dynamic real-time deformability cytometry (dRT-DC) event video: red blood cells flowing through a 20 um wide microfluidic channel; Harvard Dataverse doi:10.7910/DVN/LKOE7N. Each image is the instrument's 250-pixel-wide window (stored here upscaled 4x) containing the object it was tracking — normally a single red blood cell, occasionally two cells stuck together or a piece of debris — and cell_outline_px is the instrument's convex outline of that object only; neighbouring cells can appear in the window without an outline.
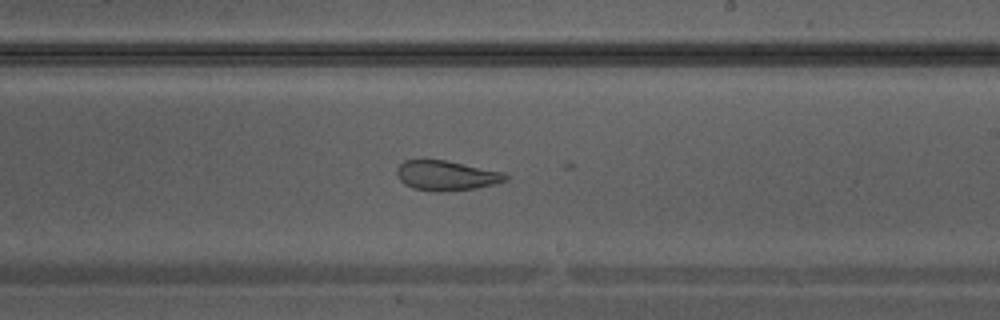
{"species": "Egyptian fruit bat (a non-hibernating species)", "species_latin": "Rousettus aegyptiacus", "temperature_condition": "warm", "stored_images_in_passage": 20, "camera_frame_rate_fps": 3000, "um_per_image_px": 0.085, "animal": {"sex": "male"}, "frame": {"image": 1, "passage_image": 19, "time_ms": 6.0, "image_size_px": [1000, 320], "cell_outline_px": [[508, 180], [496, 184], [476, 188], [440, 192], [436, 192], [412, 188], [404, 184], [400, 180], [396, 172], [396, 168], [404, 160], [444, 160], [504, 172], [508, 176]], "centroid_in_image_um": [37.94, 14.93], "position_along_channel_um": 251.1, "area_um2": 18.96}}